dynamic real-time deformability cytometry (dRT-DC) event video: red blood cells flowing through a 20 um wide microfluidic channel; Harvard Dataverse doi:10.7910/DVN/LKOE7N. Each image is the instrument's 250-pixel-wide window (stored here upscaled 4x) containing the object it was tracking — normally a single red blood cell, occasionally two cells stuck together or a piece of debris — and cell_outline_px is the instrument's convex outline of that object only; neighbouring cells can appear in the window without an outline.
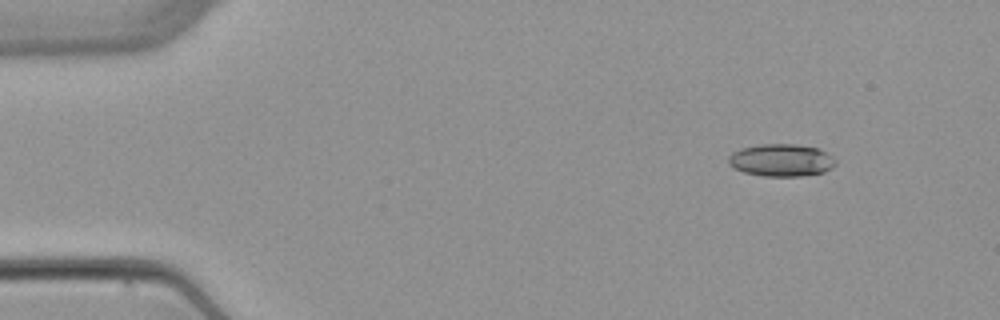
{"species": "common noctule bat (a hibernating species)", "species_latin": "Nyctalus noctula", "temperature_condition": "warm", "stored_images_in_passage": 4, "camera_frame_rate_fps": 3000, "um_per_image_px": 0.085, "animal": {"sex": "female", "body_mass_g": 22.7, "forearm_length_mm": 54.2}, "frame": {"image": 1, "passage_image": 2, "time_ms": 1.333, "image_size_px": [1000, 320], "cell_outline_px": [[836, 164], [832, 168], [824, 172], [800, 176], [764, 176], [744, 172], [728, 164], [728, 156], [732, 152], [740, 148], [760, 144], [796, 144], [820, 148], [832, 156], [836, 160]], "centroid_in_image_um": [66.42, 13.6], "position_along_channel_um": 18.6, "area_um2": 20.4}}
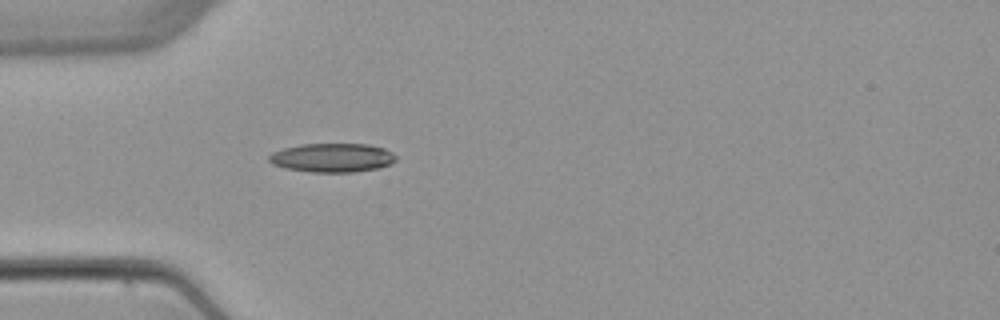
{"frame": {"image": 2, "passage_image": 4, "time_ms": 4.667, "image_size_px": [1000, 320], "cell_outline_px": [[396, 160], [392, 164], [380, 168], [356, 172], [312, 172], [284, 168], [272, 164], [268, 160], [268, 156], [272, 152], [284, 148], [300, 144], [368, 144], [384, 148], [392, 152], [396, 156]], "centroid_in_image_um": [28.26, 13.41], "position_along_channel_um": 56.7, "area_um2": 21.62}}